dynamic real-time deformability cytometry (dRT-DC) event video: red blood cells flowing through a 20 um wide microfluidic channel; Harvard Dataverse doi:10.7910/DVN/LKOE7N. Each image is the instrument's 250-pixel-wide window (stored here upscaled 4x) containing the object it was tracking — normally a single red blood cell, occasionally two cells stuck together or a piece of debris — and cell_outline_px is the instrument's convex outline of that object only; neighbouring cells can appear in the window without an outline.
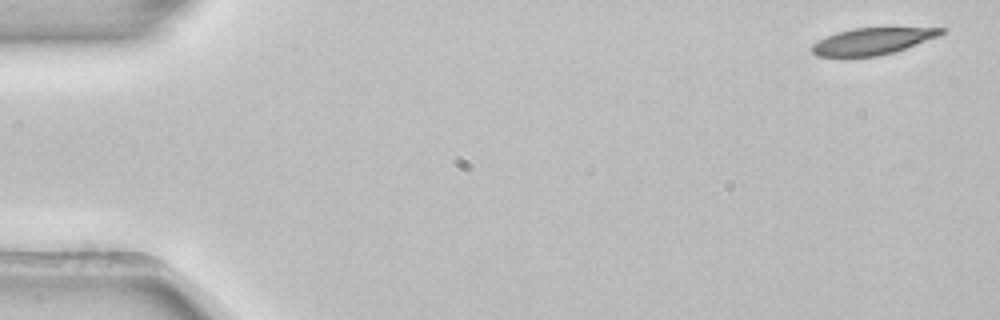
{"species": "common noctule bat (a hibernating species)", "species_latin": "Nyctalus noctula", "temperature_condition": "room temperature", "stored_images_in_passage": 3, "camera_frame_rate_fps": 3000, "um_per_image_px": 0.085, "animal": {"sex": "female", "body_mass_g": 22.7, "forearm_length_mm": 54.2}, "frame": {"image": 1, "passage_image": 1, "time_ms": 0.0, "image_size_px": [1000, 320], "cell_outline_px": [[948, 28], [940, 36], [892, 52], [876, 56], [816, 56], [812, 52], [812, 44], [836, 32], [852, 28]], "centroid_in_image_um": [74.16, 3.49], "position_along_channel_um": 10.8, "area_um2": 19.71}}